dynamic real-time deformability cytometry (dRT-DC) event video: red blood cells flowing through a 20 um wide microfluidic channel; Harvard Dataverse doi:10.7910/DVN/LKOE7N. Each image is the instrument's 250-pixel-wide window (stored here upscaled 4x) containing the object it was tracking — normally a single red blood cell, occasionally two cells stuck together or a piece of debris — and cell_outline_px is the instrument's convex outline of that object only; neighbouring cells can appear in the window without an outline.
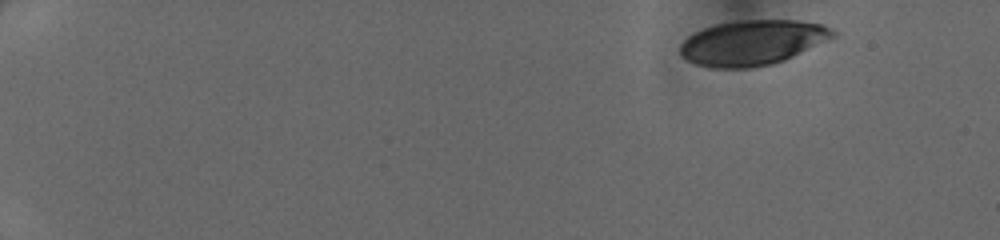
{"species": "human", "species_latin": "Homo sapiens", "temperature_condition": "cold", "stored_images_in_passage": 19, "camera_frame_rate_fps": 3000, "um_per_image_px": 0.085, "donor": {"sex": "female"}, "frame": {"image": 1, "passage_image": 1, "time_ms": 0.0, "image_size_px": [1000, 240], "cell_outline_px": [[836, 36], [784, 60], [772, 64], [752, 68], [712, 68], [696, 64], [680, 56], [680, 44], [688, 36], [704, 28], [716, 24], [744, 20], [796, 20], [820, 24], [836, 32]], "centroid_in_image_um": [63.93, 3.63], "position_along_channel_um": 21.1, "area_um2": 39.88}}
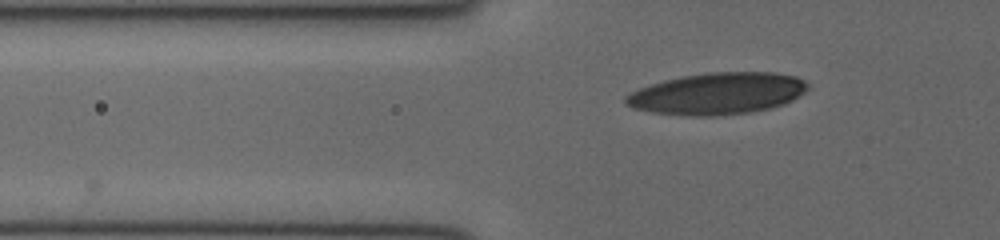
{"frame": {"image": 2, "passage_image": 14, "time_ms": 4.333, "image_size_px": [1000, 240], "cell_outline_px": [[808, 88], [804, 92], [792, 100], [784, 104], [768, 108], [748, 112], [712, 116], [692, 116], [652, 112], [632, 108], [624, 104], [624, 96], [640, 88], [664, 80], [680, 76], [708, 72], [772, 72], [796, 76], [804, 80], [808, 84]], "centroid_in_image_um": [60.96, 7.94], "position_along_channel_um": 64.8, "area_um2": 44.16}}
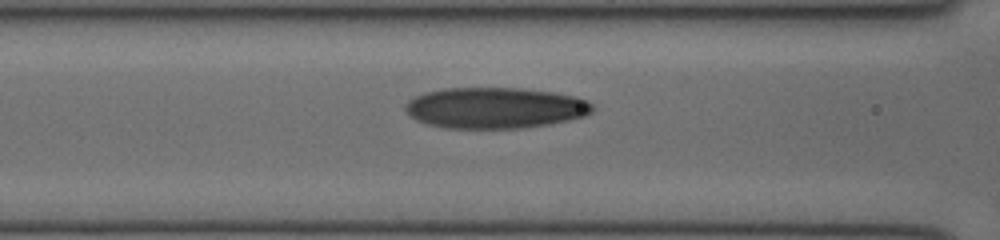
{"frame": {"image": 3, "passage_image": 19, "time_ms": 6.0, "image_size_px": [1000, 240], "cell_outline_px": [[596, 108], [592, 112], [584, 116], [568, 120], [548, 124], [524, 128], [444, 128], [428, 124], [416, 120], [404, 108], [404, 104], [408, 100], [424, 92], [444, 88], [520, 88], [552, 92], [576, 96], [588, 100]], "centroid_in_image_um": [42.09, 9.17], "position_along_channel_um": 124.5, "area_um2": 44.91}}